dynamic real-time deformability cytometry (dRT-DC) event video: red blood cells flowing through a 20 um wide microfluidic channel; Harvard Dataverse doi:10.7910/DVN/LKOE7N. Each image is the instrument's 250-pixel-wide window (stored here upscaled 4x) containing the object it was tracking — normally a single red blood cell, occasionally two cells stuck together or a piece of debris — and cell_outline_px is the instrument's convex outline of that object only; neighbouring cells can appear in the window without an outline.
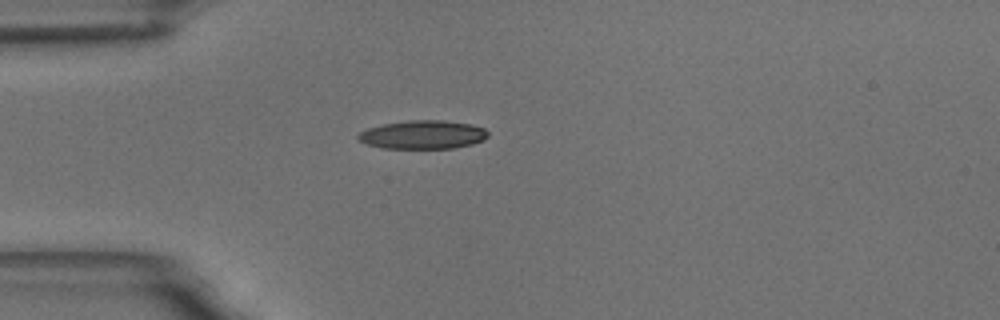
{"species": "common noctule bat (a hibernating species)", "species_latin": "Nyctalus noctula", "temperature_condition": "room temperature", "stored_images_in_passage": 1, "camera_frame_rate_fps": 3000, "um_per_image_px": 0.085, "animal": {"sex": "male", "body_mass_g": 18.8}, "frame": {"image": 1, "passage_image": 1, "time_ms": 0.0, "image_size_px": [1000, 320], "cell_outline_px": [[488, 136], [484, 140], [472, 144], [452, 148], [384, 148], [368, 144], [360, 140], [356, 136], [360, 132], [368, 128], [384, 124], [408, 120], [444, 120], [472, 124], [484, 128], [488, 132]], "centroid_in_image_um": [35.98, 11.44], "position_along_channel_um": 49.0, "area_um2": 21.5}}